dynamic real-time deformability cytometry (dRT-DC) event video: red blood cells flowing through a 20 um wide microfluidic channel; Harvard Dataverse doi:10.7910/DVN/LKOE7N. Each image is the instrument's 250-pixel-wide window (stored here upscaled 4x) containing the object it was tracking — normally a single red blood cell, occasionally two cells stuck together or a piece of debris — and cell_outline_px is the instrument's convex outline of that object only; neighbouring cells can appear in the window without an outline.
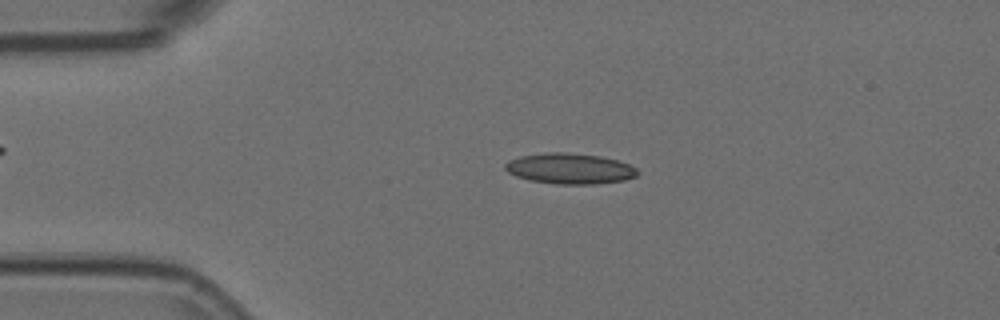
{"species": "Egyptian fruit bat (a non-hibernating species)", "species_latin": "Rousettus aegyptiacus", "temperature_condition": "room temperature", "stored_images_in_passage": 5, "camera_frame_rate_fps": 3000, "um_per_image_px": 0.085, "animal": {"sex": "female"}, "frame": {"image": 1, "passage_image": 4, "time_ms": 1.0, "image_size_px": [1000, 320], "cell_outline_px": [[640, 172], [636, 176], [624, 180], [596, 184], [556, 184], [528, 180], [516, 176], [508, 172], [504, 168], [504, 164], [508, 160], [520, 156], [544, 152], [564, 152], [600, 156], [616, 160], [628, 164], [636, 168]], "centroid_in_image_um": [48.4, 14.33], "position_along_channel_um": 36.6, "area_um2": 23.76}}